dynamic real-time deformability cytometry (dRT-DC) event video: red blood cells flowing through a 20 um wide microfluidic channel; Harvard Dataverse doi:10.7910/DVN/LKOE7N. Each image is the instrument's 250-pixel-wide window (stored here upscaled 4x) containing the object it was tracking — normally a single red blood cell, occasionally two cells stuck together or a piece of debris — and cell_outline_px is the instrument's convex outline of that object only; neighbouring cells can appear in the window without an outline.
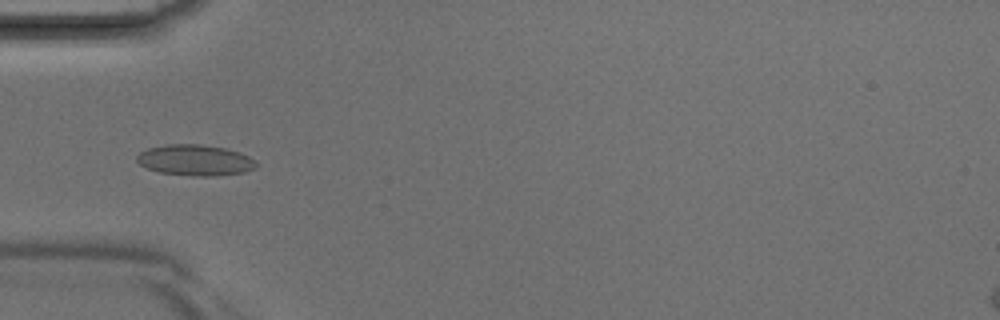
{"species": "Egyptian fruit bat (a non-hibernating species)", "species_latin": "Rousettus aegyptiacus", "temperature_condition": "room temperature", "stored_images_in_passage": 5, "camera_frame_rate_fps": 3000, "um_per_image_px": 0.085, "animal": {"sex": "male"}, "frame": {"image": 1, "passage_image": 4, "time_ms": 1.0, "image_size_px": [1000, 320], "cell_outline_px": [[256, 168], [244, 172], [216, 176], [196, 176], [160, 172], [148, 168], [140, 164], [136, 160], [136, 156], [140, 152], [148, 148], [168, 144], [200, 144], [228, 148], [240, 152], [256, 160]], "centroid_in_image_um": [16.62, 13.6], "position_along_channel_um": 68.4, "area_um2": 21.56}}